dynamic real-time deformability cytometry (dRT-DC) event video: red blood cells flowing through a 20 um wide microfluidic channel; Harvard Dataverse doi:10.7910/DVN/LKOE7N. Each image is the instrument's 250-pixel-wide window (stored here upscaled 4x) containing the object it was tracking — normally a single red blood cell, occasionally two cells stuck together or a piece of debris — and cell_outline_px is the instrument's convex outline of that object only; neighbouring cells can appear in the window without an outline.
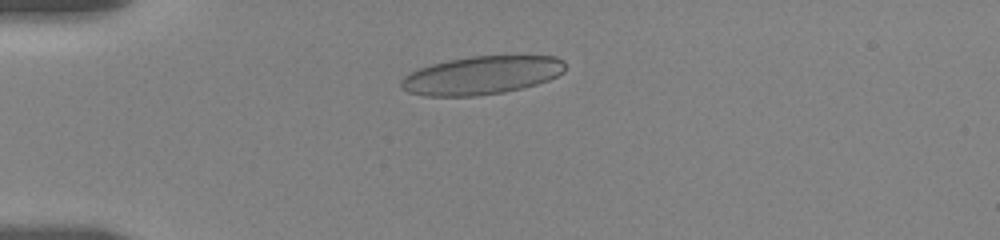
{"species": "human", "species_latin": "Homo sapiens", "temperature_condition": "room temperature", "stored_images_in_passage": 35, "camera_frame_rate_fps": 3000, "um_per_image_px": 0.085, "donor": {"sex": "female"}, "frame": {"image": 1, "passage_image": 7, "time_ms": 3.0, "image_size_px": [1000, 240], "cell_outline_px": [[564, 72], [548, 80], [536, 84], [504, 92], [476, 96], [424, 96], [408, 92], [400, 88], [400, 80], [404, 76], [420, 68], [432, 64], [448, 60], [472, 56], [556, 56], [564, 60]], "centroid_in_image_um": [40.92, 6.4], "position_along_channel_um": 44.1, "area_um2": 36.53}}
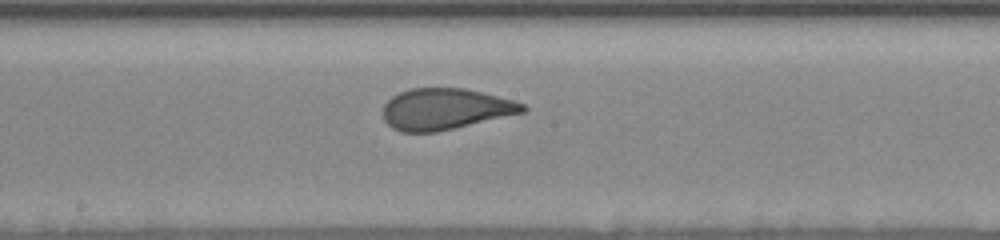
{"frame": {"image": 2, "passage_image": 18, "time_ms": 8.333, "image_size_px": [1000, 240], "cell_outline_px": [[528, 108], [524, 112], [456, 128], [436, 132], [400, 132], [392, 128], [384, 120], [384, 104], [392, 96], [400, 92], [412, 88], [464, 88], [516, 100], [524, 104]], "centroid_in_image_um": [37.86, 9.27], "position_along_channel_um": 210.3, "area_um2": 33.58}}
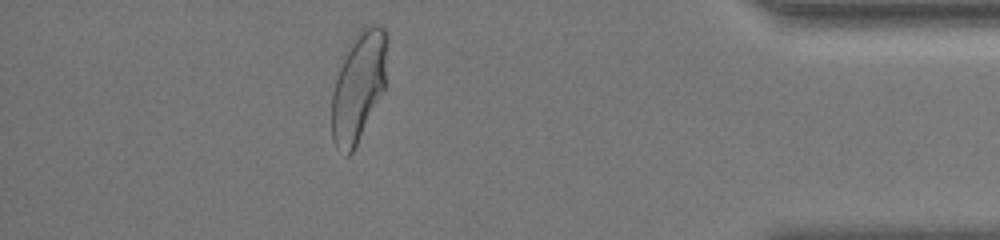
{"frame": {"image": 3, "passage_image": 31, "time_ms": 14.667, "image_size_px": [1000, 240], "cell_outline_px": [[388, 40], [384, 88], [352, 152], [348, 156], [344, 156], [336, 148], [332, 140], [332, 92], [348, 44], [360, 28], [364, 24], [380, 24], [388, 32]], "centroid_in_image_um": [30.48, 7.27], "position_along_channel_um": 404.7, "area_um2": 35.37}}